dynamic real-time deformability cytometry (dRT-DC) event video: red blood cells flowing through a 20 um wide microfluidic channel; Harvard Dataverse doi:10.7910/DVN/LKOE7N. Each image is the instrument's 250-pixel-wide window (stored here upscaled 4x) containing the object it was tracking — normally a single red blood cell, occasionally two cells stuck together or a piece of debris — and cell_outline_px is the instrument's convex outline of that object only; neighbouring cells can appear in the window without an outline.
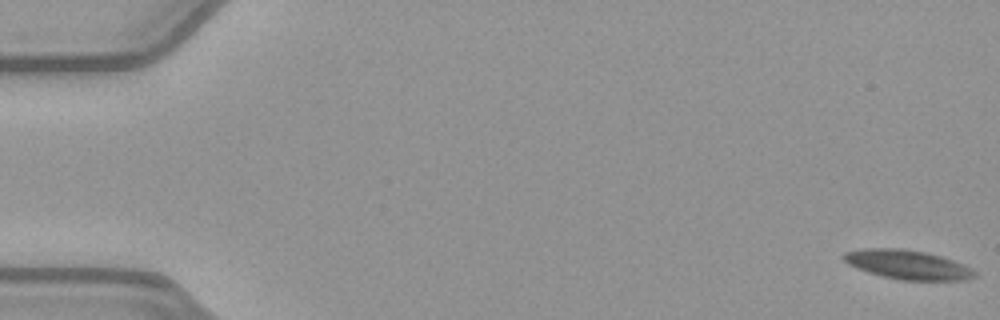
{"species": "common noctule bat (a hibernating species)", "species_latin": "Nyctalus noctula", "temperature_condition": "warm", "stored_images_in_passage": 53, "camera_frame_rate_fps": 3000, "um_per_image_px": 0.085, "animal": {"sex": "female", "body_mass_g": 21.9}, "frame": {"image": 1, "passage_image": 1, "time_ms": 0.0, "image_size_px": [1000, 320], "cell_outline_px": [[976, 276], [968, 280], [900, 280], [880, 276], [868, 272], [848, 264], [840, 256], [844, 252], [864, 248], [904, 248], [924, 252], [940, 256], [964, 264], [972, 268], [976, 272]], "centroid_in_image_um": [77.14, 22.49], "position_along_channel_um": 7.9, "area_um2": 22.43}}
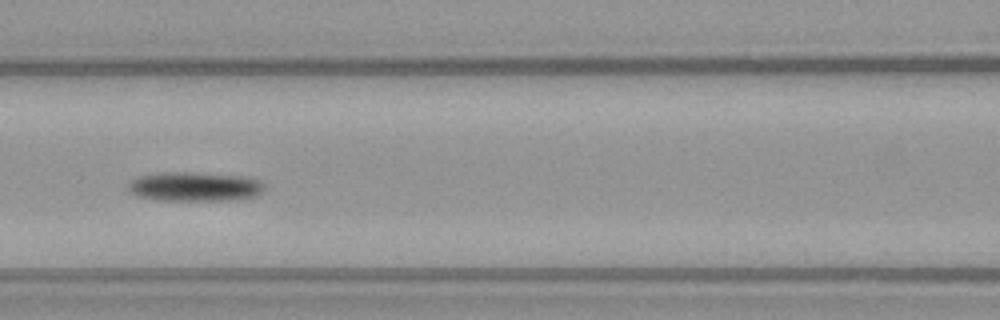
{"frame": {"image": 2, "passage_image": 24, "time_ms": 7.667, "image_size_px": [1000, 320], "cell_outline_px": [[264, 192], [260, 196], [240, 200], [160, 200], [136, 196], [128, 192], [128, 184], [136, 176], [160, 172], [188, 172], [248, 176], [260, 180], [264, 184]], "centroid_in_image_um": [16.6, 15.86], "position_along_channel_um": 150.0, "area_um2": 23.87}}
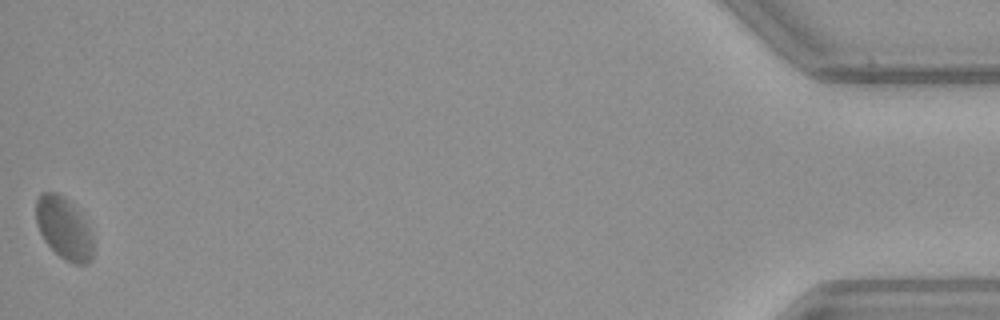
{"frame": {"image": 3, "passage_image": 53, "time_ms": 17.333, "image_size_px": [1000, 320], "cell_outline_px": [[92, 260], [88, 264], [76, 264], [64, 260], [44, 240], [36, 224], [36, 196], [40, 192], [56, 192], [68, 200], [80, 212], [88, 224], [92, 236]], "centroid_in_image_um": [5.43, 19.38], "position_along_channel_um": 429.8, "area_um2": 20.81}, "authors_computed_cell_mechanics": {"area_um2": 22.1374, "velocity_mm_per_s": 3.9174, "shape_relaxation_time_tau1_ms": 5.4494, "shape_relaxation_time_tau2_ms": null, "deformation_change_tau1": 0.1233, "deformation_change_tau2": null}}